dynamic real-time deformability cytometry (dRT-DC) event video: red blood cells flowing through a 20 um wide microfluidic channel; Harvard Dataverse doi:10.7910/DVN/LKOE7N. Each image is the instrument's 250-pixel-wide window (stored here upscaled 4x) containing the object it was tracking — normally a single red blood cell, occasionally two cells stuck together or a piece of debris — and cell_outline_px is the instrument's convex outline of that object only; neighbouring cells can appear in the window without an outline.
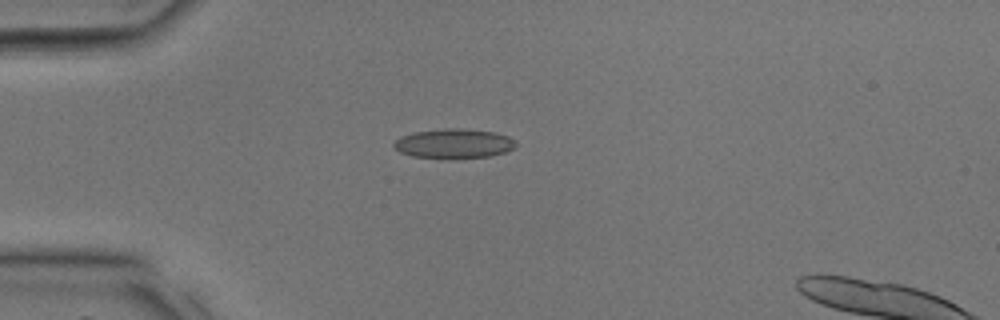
{"species": "common noctule bat (a hibernating species)", "species_latin": "Nyctalus noctula", "temperature_condition": "room temperature", "stored_images_in_passage": 28, "camera_frame_rate_fps": 3000, "um_per_image_px": 0.085, "animal": {"sex": "male", "body_mass_g": 17.9, "forearm_length_mm": 54.2}, "frame": {"image": 1, "passage_image": 1, "time_ms": 0.0, "image_size_px": [1000, 320], "cell_outline_px": [[516, 144], [512, 148], [504, 152], [488, 156], [412, 156], [400, 152], [392, 144], [400, 136], [412, 132], [444, 128], [460, 128], [496, 132], [508, 136]], "centroid_in_image_um": [38.54, 12.15], "position_along_channel_um": 46.5, "area_um2": 20.17}}
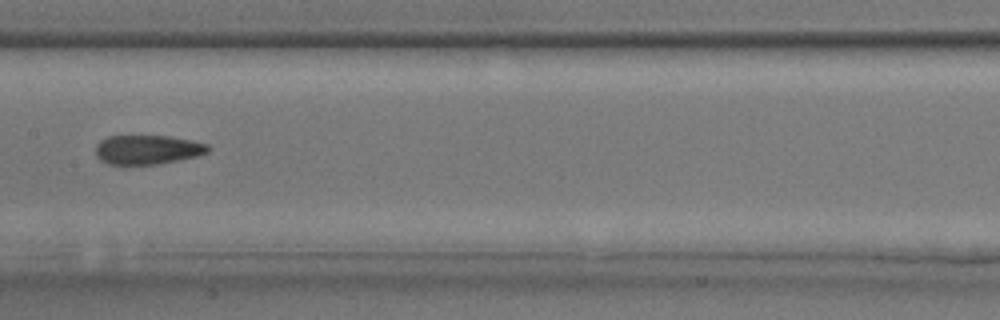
{"frame": {"image": 2, "passage_image": 10, "time_ms": 3.0, "image_size_px": [1000, 320], "cell_outline_px": [[212, 148], [208, 152], [196, 156], [156, 164], [108, 164], [100, 160], [96, 156], [96, 144], [100, 140], [108, 136], [172, 136], [192, 140], [208, 144]], "centroid_in_image_um": [12.54, 12.71], "position_along_channel_um": 194.9, "area_um2": 19.19}}
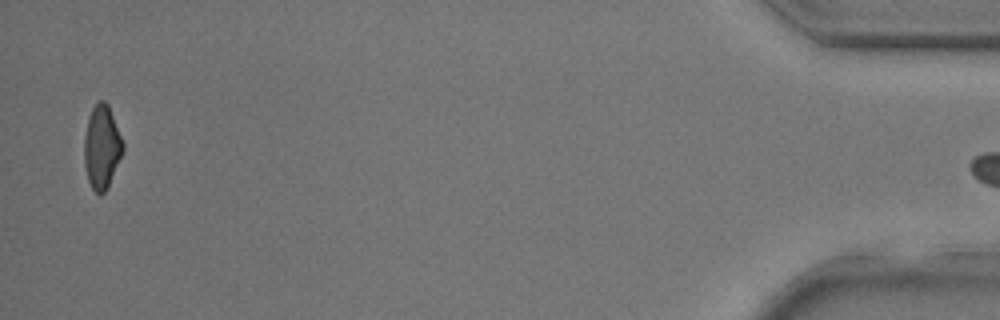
{"frame": {"image": 3, "passage_image": 27, "time_ms": 8.667, "image_size_px": [1000, 320], "cell_outline_px": [[124, 148], [108, 188], [100, 196], [92, 188], [88, 180], [84, 164], [84, 136], [88, 116], [92, 108], [100, 100], [104, 100], [108, 104], [124, 144]], "centroid_in_image_um": [8.64, 12.5], "position_along_channel_um": 426.6, "area_um2": 18.84}}